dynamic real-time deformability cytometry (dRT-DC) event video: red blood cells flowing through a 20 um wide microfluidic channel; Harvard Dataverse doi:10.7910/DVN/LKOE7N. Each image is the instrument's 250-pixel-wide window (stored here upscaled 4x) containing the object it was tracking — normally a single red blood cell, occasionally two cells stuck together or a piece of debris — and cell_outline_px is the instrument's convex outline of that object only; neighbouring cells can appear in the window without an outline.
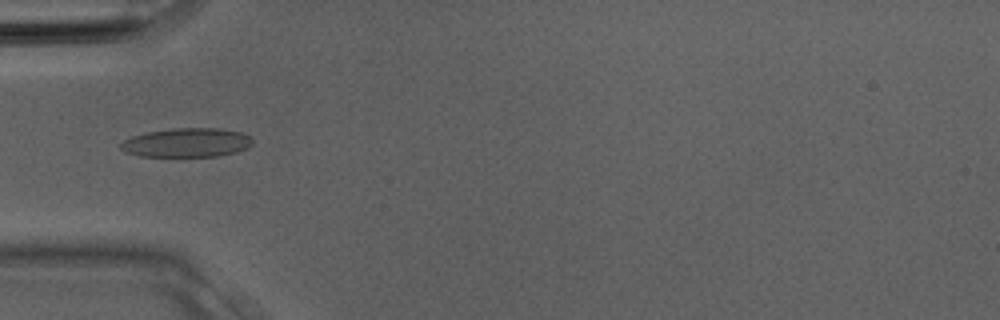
{"species": "Egyptian fruit bat (a non-hibernating species)", "species_latin": "Rousettus aegyptiacus", "temperature_condition": "room temperature", "stored_images_in_passage": 1, "camera_frame_rate_fps": 3000, "um_per_image_px": 0.085, "animal": {"sex": "male"}, "frame": {"image": 1, "passage_image": 1, "time_ms": 0.0, "image_size_px": [1000, 320], "cell_outline_px": [[252, 144], [248, 148], [236, 152], [216, 156], [140, 156], [124, 152], [120, 148], [120, 144], [124, 140], [132, 136], [148, 132], [172, 128], [220, 128], [240, 132], [252, 136]], "centroid_in_image_um": [15.89, 12.12], "position_along_channel_um": 69.1, "area_um2": 22.37}}